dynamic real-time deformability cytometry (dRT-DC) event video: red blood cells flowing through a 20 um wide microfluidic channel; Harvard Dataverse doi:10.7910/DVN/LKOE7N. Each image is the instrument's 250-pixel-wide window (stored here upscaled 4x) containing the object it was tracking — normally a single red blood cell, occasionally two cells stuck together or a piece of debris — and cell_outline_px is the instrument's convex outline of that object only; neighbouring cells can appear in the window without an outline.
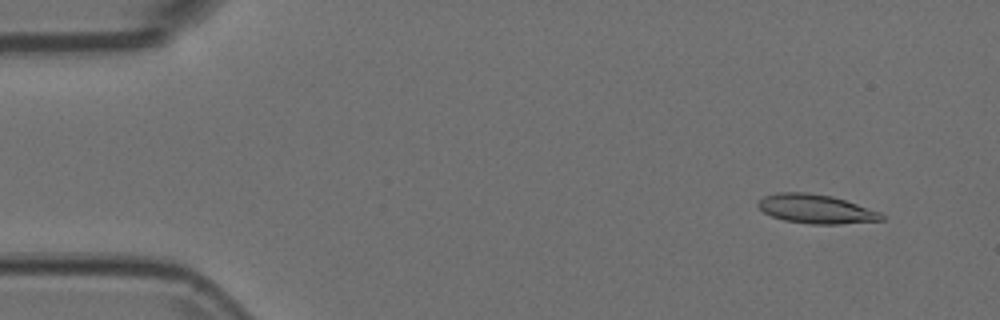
{"species": "Egyptian fruit bat (a non-hibernating species)", "species_latin": "Rousettus aegyptiacus", "temperature_condition": "room temperature", "stored_images_in_passage": 55, "camera_frame_rate_fps": 3000, "um_per_image_px": 0.085, "animal": {"sex": "female"}, "frame": {"image": 1, "passage_image": 5, "time_ms": 1.333, "image_size_px": [1000, 320], "cell_outline_px": [[884, 220], [840, 224], [808, 224], [784, 220], [772, 216], [764, 212], [756, 204], [764, 196], [776, 192], [808, 192], [832, 196], [880, 212], [884, 216]], "centroid_in_image_um": [69.34, 17.76], "position_along_channel_um": 15.7, "area_um2": 20.81}}
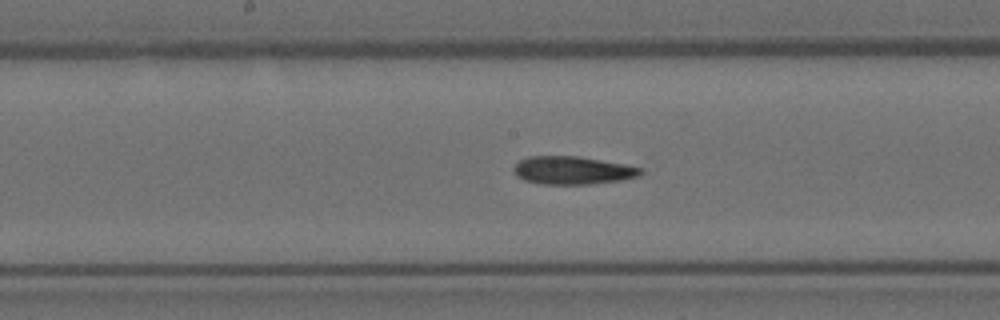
{"frame": {"image": 2, "passage_image": 28, "time_ms": 9.0, "image_size_px": [1000, 320], "cell_outline_px": [[644, 172], [640, 176], [620, 180], [588, 184], [540, 184], [524, 180], [516, 176], [512, 172], [512, 168], [520, 160], [528, 156], [576, 156], [624, 164], [644, 168]], "centroid_in_image_um": [48.65, 14.48], "position_along_channel_um": 199.5, "area_um2": 20.81}}
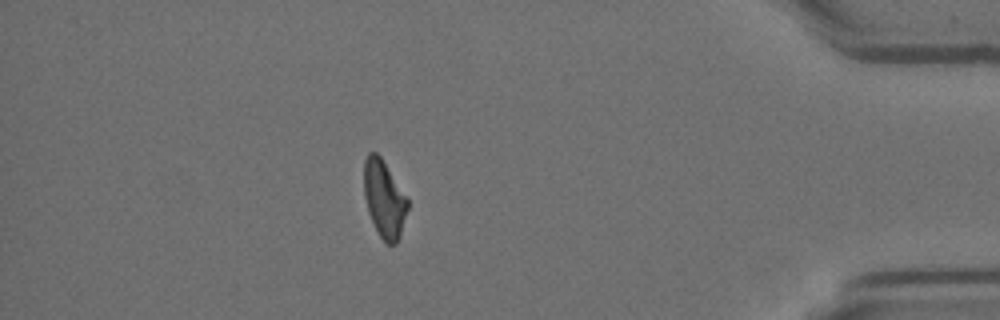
{"frame": {"image": 3, "passage_image": 48, "time_ms": 15.667, "image_size_px": [1000, 320], "cell_outline_px": [[408, 208], [400, 236], [396, 244], [388, 244], [380, 236], [368, 212], [364, 196], [364, 160], [368, 152], [376, 152], [380, 156], [408, 200]], "centroid_in_image_um": [32.64, 16.91], "position_along_channel_um": 402.6, "area_um2": 19.31}}